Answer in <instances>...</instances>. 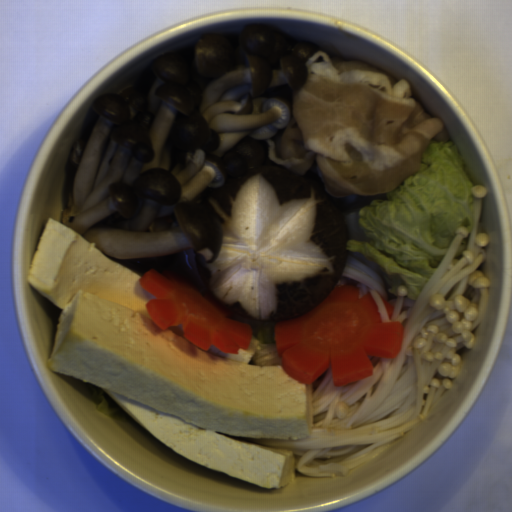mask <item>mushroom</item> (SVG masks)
I'll return each mask as SVG.
<instances>
[{"label": "mushroom", "mask_w": 512, "mask_h": 512, "mask_svg": "<svg viewBox=\"0 0 512 512\" xmlns=\"http://www.w3.org/2000/svg\"><path fill=\"white\" fill-rule=\"evenodd\" d=\"M200 202L222 228L216 259L194 258L201 281L230 314L280 323L313 310L339 285L349 232L344 197L319 176L260 166L207 188Z\"/></svg>", "instance_id": "obj_1"}]
</instances>
